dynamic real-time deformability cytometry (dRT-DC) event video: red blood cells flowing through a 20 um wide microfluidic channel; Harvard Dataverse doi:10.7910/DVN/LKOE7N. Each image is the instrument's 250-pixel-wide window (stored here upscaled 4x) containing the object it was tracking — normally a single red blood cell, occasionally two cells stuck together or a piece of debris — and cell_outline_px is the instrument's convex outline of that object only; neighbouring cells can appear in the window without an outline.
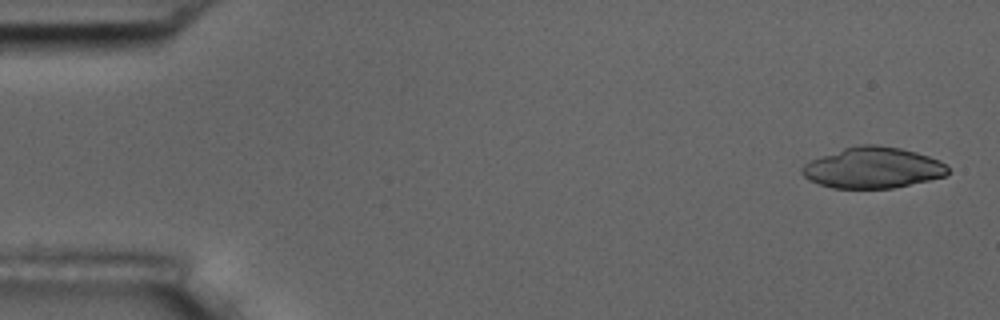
{"species": "common noctule bat (a hibernating species)", "species_latin": "Nyctalus noctula", "temperature_condition": "room temperature", "stored_images_in_passage": 5, "segment_of_instrument_passage": [1, 2], "camera_frame_rate_fps": 3000, "um_per_image_px": 0.085, "animal": {"sex": "male", "body_mass_g": 17.5, "forearm_length_mm": 52.3}, "frame": {"image": 1, "passage_image": 1, "time_ms": 0.0, "image_size_px": [1000, 320], "cell_outline_px": [[948, 172], [944, 176], [928, 180], [892, 188], [832, 188], [808, 180], [800, 172], [800, 168], [804, 164], [812, 160], [844, 148], [860, 144], [876, 144], [900, 148], [916, 152], [940, 160], [948, 168]], "centroid_in_image_um": [74.17, 14.26], "position_along_channel_um": 10.8, "area_um2": 34.56}}